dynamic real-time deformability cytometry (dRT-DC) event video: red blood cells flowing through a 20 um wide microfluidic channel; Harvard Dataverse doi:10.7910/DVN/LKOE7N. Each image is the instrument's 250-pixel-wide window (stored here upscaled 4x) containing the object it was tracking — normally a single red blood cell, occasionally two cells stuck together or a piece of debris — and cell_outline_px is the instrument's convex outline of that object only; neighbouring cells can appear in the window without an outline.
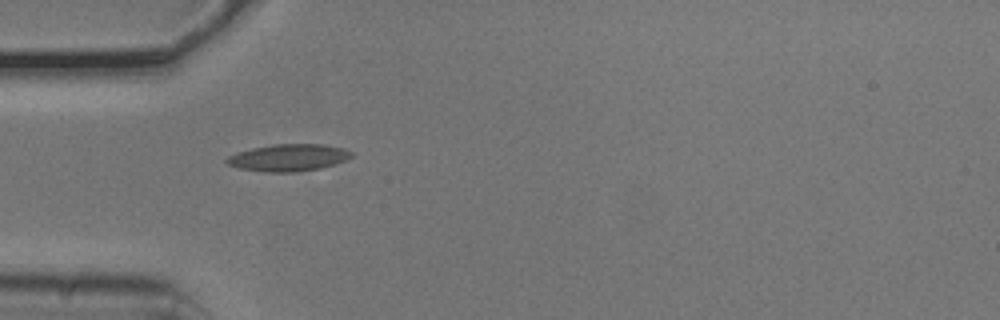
{"species": "common noctule bat (a hibernating species)", "species_latin": "Nyctalus noctula", "temperature_condition": "cold", "stored_images_in_passage": 38, "camera_frame_rate_fps": 3000, "um_per_image_px": 0.085, "animal": {"sex": "male", "body_mass_g": 20.5, "forearm_length_mm": 52.5}, "frame": {"image": 1, "passage_image": 1, "time_ms": 0.0, "image_size_px": [1000, 320], "cell_outline_px": [[352, 156], [336, 164], [320, 168], [296, 172], [264, 172], [240, 168], [228, 164], [224, 160], [228, 156], [236, 152], [252, 148], [272, 144], [324, 144], [344, 148], [352, 152]], "centroid_in_image_um": [24.51, 13.39], "position_along_channel_um": 60.5, "area_um2": 19.71}}
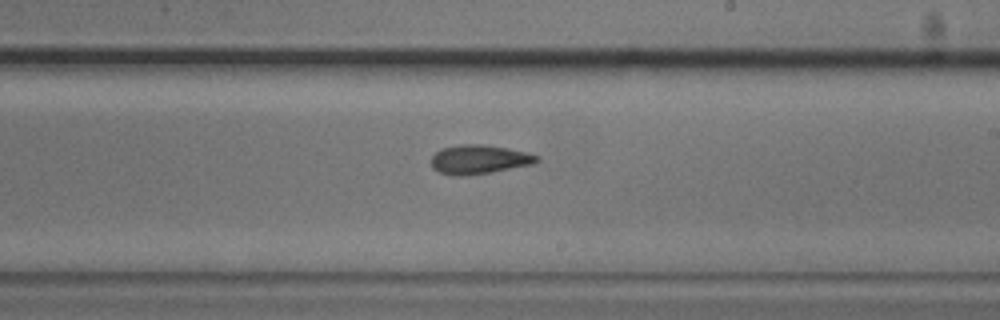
{"frame": {"image": 2, "passage_image": 16, "time_ms": 5.0, "image_size_px": [1000, 320], "cell_outline_px": [[540, 160], [532, 164], [488, 172], [464, 176], [452, 176], [440, 172], [432, 168], [432, 156], [440, 148], [460, 144], [484, 144], [508, 148], [528, 152], [540, 156]], "centroid_in_image_um": [40.72, 13.54], "position_along_channel_um": 248.3, "area_um2": 17.92}}
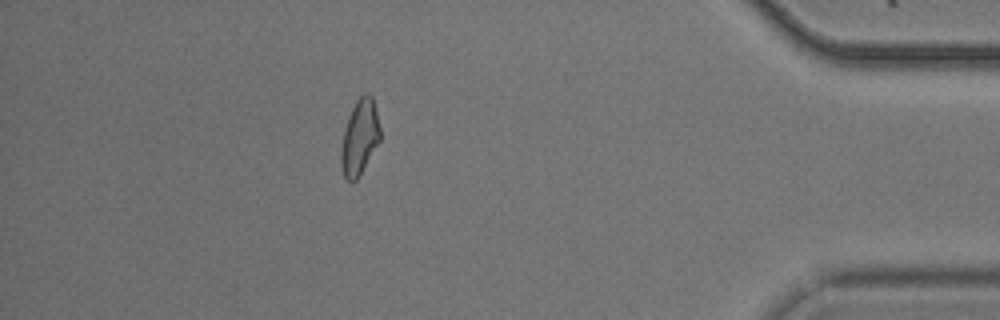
{"frame": {"image": 3, "passage_image": 32, "time_ms": 10.333, "image_size_px": [1000, 320], "cell_outline_px": [[380, 140], [356, 180], [348, 180], [344, 176], [340, 164], [340, 148], [344, 128], [348, 116], [356, 100], [364, 92], [368, 92], [372, 96], [376, 108], [380, 128]], "centroid_in_image_um": [30.55, 11.61], "position_along_channel_um": 404.6, "area_um2": 17.17}, "authors_computed_cell_mechanics": {"area_um2": 17.6868, "velocity_mm_per_s": 3.7922, "shape_relaxation_time_tau1_ms": 4.7561, "shape_relaxation_time_tau2_ms": 2.5634, "deformation_change_tau1": 0.0922, "deformation_change_tau2": 0.0898}}